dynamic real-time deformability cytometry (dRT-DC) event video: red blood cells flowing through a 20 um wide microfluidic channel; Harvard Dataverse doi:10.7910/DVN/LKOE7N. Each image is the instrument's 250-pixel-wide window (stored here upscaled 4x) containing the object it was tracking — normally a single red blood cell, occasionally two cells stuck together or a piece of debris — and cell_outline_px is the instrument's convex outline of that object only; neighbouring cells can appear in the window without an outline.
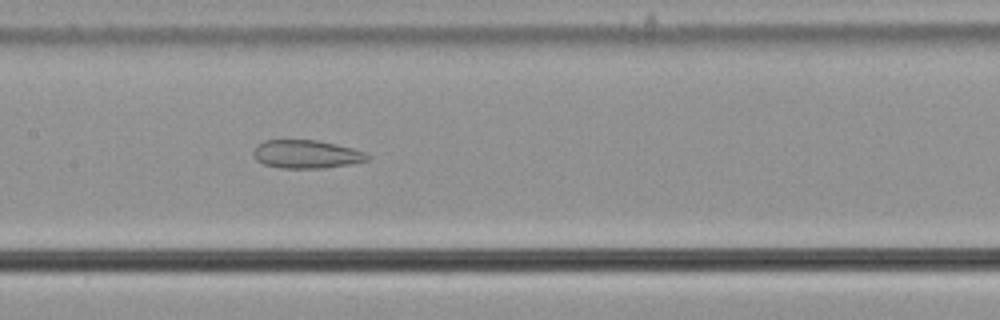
{"species": "common noctule bat (a hibernating species)", "species_latin": "Nyctalus noctula", "temperature_condition": "cold", "stored_images_in_passage": 49, "camera_frame_rate_fps": 3000, "um_per_image_px": 0.085, "animal": {"sex": "male", "body_mass_g": 21.5, "forearm_length_mm": 52.0}, "frame": {"image": 1, "passage_image": 21, "time_ms": 6.667, "image_size_px": [1000, 320], "cell_outline_px": [[368, 160], [348, 164], [324, 168], [280, 168], [264, 164], [256, 160], [252, 152], [264, 140], [316, 140], [336, 144], [352, 148], [364, 152], [368, 156]], "centroid_in_image_um": [26.02, 13.11], "position_along_channel_um": 181.4, "area_um2": 18.55}}
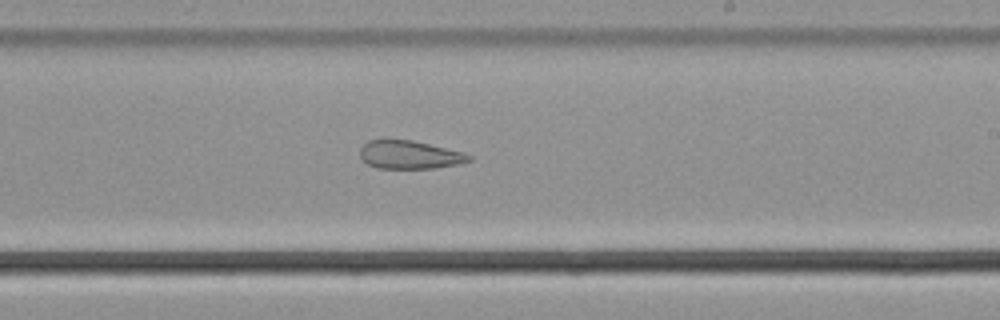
{"frame": {"image": 2, "passage_image": 27, "time_ms": 8.667, "image_size_px": [1000, 320], "cell_outline_px": [[472, 160], [456, 164], [436, 168], [376, 168], [368, 164], [360, 156], [360, 148], [368, 140], [412, 140], [464, 152], [472, 156]], "centroid_in_image_um": [34.82, 13.16], "position_along_channel_um": 254.2, "area_um2": 17.8}}
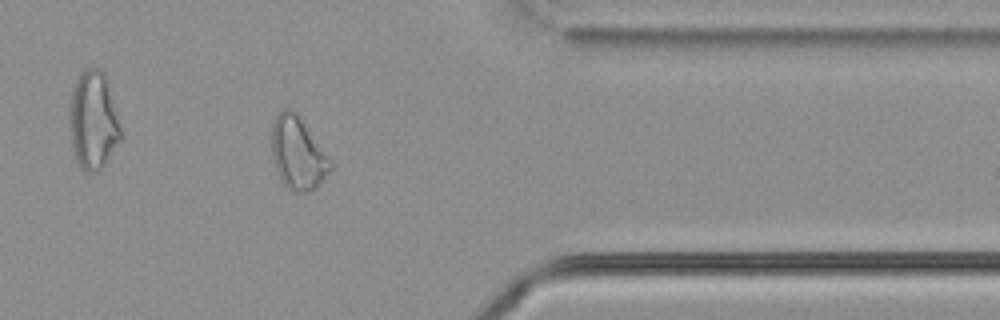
{"frame": {"image": 3, "passage_image": 39, "time_ms": 12.667, "image_size_px": [1000, 320], "cell_outline_px": [[332, 168], [316, 188], [308, 192], [296, 192], [288, 188], [284, 184], [276, 168], [272, 156], [272, 124], [276, 116], [284, 108], [292, 108], [296, 112], [332, 160]], "centroid_in_image_um": [25.33, 13.02], "position_along_channel_um": 386.1, "area_um2": 24.68}, "authors_computed_cell_mechanics": {"area_um2": 24.1026, "velocity_mm_per_s": 3.6553, "shape_relaxation_time_tau1_ms": null, "shape_relaxation_time_tau2_ms": 5.1362, "deformation_change_tau1": null, "deformation_change_tau2": 0.1445}}